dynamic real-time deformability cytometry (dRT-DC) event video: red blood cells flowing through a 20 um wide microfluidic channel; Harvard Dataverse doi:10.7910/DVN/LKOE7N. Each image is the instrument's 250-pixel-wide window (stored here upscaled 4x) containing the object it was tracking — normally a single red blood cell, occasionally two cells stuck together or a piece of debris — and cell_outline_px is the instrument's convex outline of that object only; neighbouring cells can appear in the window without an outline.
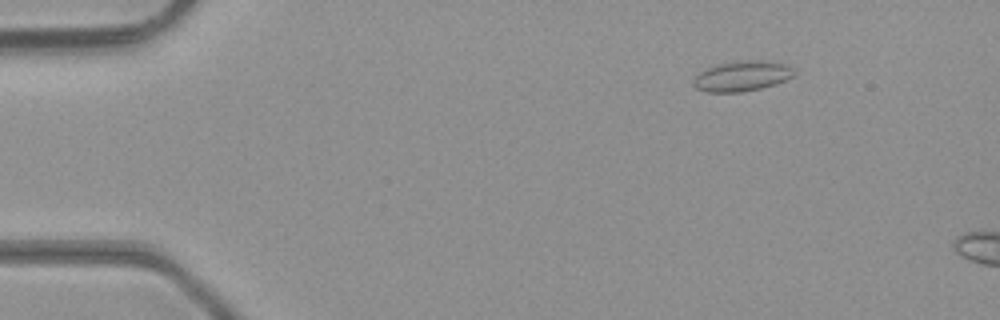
{"species": "common noctule bat (a hibernating species)", "species_latin": "Nyctalus noctula", "temperature_condition": "room temperature", "stored_images_in_passage": 7, "camera_frame_rate_fps": 3000, "um_per_image_px": 0.085, "animal": {"sex": "male", "body_mass_g": 23.1, "forearm_length_mm": 52.7}, "frame": {"image": 1, "passage_image": 4, "time_ms": 1.0, "image_size_px": [1000, 320], "cell_outline_px": [[796, 76], [776, 84], [760, 88], [740, 92], [708, 92], [696, 88], [692, 84], [696, 76], [700, 72], [716, 64], [740, 60], [764, 60], [784, 64], [796, 72]], "centroid_in_image_um": [63.09, 6.46], "position_along_channel_um": 21.9, "area_um2": 17.74}}